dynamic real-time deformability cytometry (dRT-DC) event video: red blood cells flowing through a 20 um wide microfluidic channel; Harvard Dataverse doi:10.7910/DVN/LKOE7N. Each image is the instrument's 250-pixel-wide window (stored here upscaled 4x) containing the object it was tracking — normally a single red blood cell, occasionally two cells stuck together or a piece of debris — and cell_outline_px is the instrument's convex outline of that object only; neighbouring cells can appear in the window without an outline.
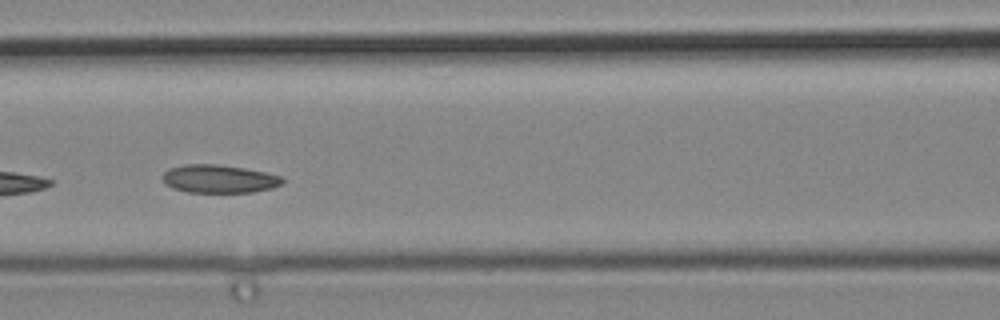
{"species": "common noctule bat (a hibernating species)", "species_latin": "Nyctalus noctula", "temperature_condition": "cold", "stored_images_in_passage": 6, "camera_frame_rate_fps": 3000, "um_per_image_px": 0.085, "animal": {"sex": "male", "body_mass_g": 19.2, "forearm_length_mm": 51.8}, "frame": {"image": 1, "passage_image": 5, "time_ms": 1.333, "image_size_px": [1000, 320], "cell_outline_px": [[284, 184], [272, 188], [252, 192], [188, 192], [172, 188], [164, 184], [164, 172], [168, 168], [184, 164], [220, 164], [244, 168], [284, 176]], "centroid_in_image_um": [18.64, 15.2], "position_along_channel_um": 148.0, "area_um2": 19.83}}
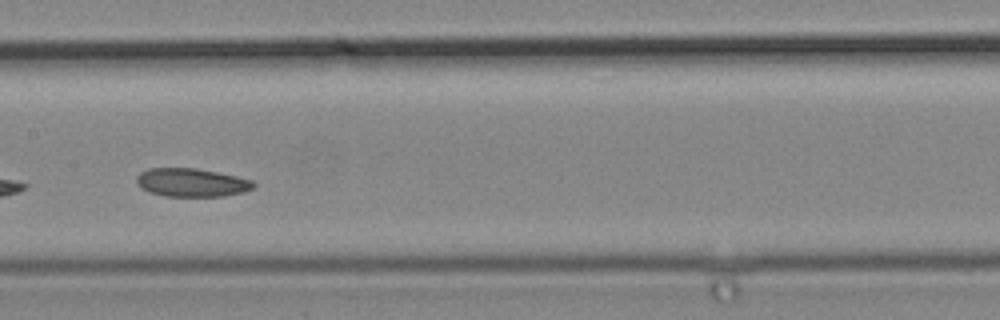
{"frame": {"image": 2, "passage_image": 6, "time_ms": 1.667, "image_size_px": [1000, 320], "cell_outline_px": [[256, 184], [252, 188], [244, 192], [224, 196], [164, 196], [148, 192], [140, 188], [136, 184], [136, 176], [140, 172], [148, 168], [196, 168], [236, 176], [252, 180]], "centroid_in_image_um": [16.24, 15.51], "position_along_channel_um": 191.2, "area_um2": 19.48}}